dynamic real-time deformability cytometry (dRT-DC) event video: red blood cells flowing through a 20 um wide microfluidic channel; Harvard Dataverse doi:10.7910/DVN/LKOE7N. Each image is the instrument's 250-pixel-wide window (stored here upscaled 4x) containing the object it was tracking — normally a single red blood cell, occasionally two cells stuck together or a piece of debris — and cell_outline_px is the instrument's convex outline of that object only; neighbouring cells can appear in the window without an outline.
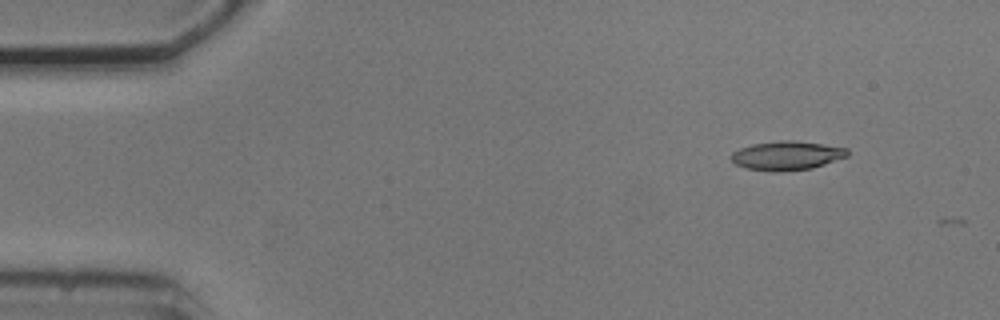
{"species": "common noctule bat (a hibernating species)", "species_latin": "Nyctalus noctula", "temperature_condition": "cold", "stored_images_in_passage": 5, "camera_frame_rate_fps": 3000, "um_per_image_px": 0.085, "animal": {"sex": "male", "body_mass_g": 20.5, "forearm_length_mm": 52.5}, "frame": {"image": 1, "passage_image": 1, "time_ms": 0.0, "image_size_px": [1000, 320], "cell_outline_px": [[848, 156], [812, 168], [780, 172], [772, 172], [744, 168], [736, 164], [728, 156], [732, 152], [740, 148], [752, 144], [780, 140], [792, 140], [824, 144], [848, 148]], "centroid_in_image_um": [66.85, 13.22], "position_along_channel_um": 18.2, "area_um2": 19.83}}
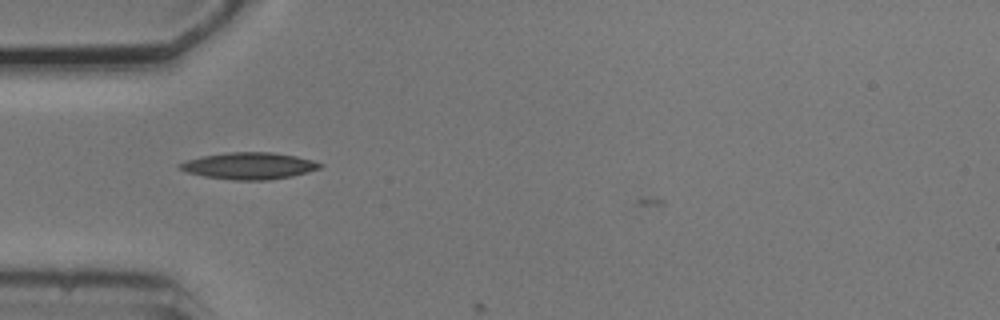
{"frame": {"image": 2, "passage_image": 4, "time_ms": 3.667, "image_size_px": [1000, 320], "cell_outline_px": [[324, 164], [320, 168], [308, 172], [292, 176], [268, 180], [236, 180], [204, 176], [188, 172], [180, 168], [176, 164], [188, 160], [204, 156], [228, 152], [272, 152], [296, 156], [312, 160]], "centroid_in_image_um": [21.21, 14.09], "position_along_channel_um": 63.8, "area_um2": 21.68}}